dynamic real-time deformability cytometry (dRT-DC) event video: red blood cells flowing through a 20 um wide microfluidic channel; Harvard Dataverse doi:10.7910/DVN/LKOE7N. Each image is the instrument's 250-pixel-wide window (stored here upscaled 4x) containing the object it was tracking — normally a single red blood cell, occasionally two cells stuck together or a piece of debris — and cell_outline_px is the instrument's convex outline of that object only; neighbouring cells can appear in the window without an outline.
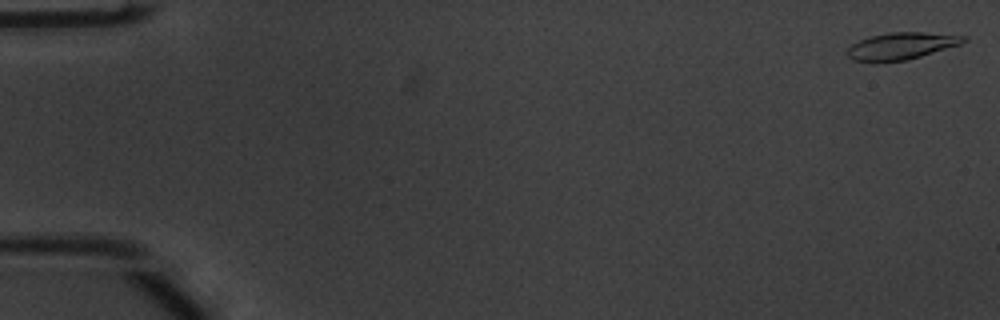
{"species": "common noctule bat (a hibernating species)", "species_latin": "Nyctalus noctula", "temperature_condition": "warm", "stored_images_in_passage": 54, "camera_frame_rate_fps": 3000, "um_per_image_px": 0.085, "animal": {"sex": "male", "body_mass_g": 20.1, "forearm_length_mm": 53.5}, "frame": {"image": 1, "passage_image": 1, "time_ms": 0.0, "image_size_px": [1000, 320], "cell_outline_px": [[968, 40], [960, 44], [908, 60], [852, 60], [848, 56], [848, 48], [852, 44], [868, 36], [888, 32], [924, 32], [968, 36]], "centroid_in_image_um": [76.66, 3.87], "position_along_channel_um": 8.3, "area_um2": 17.92}}
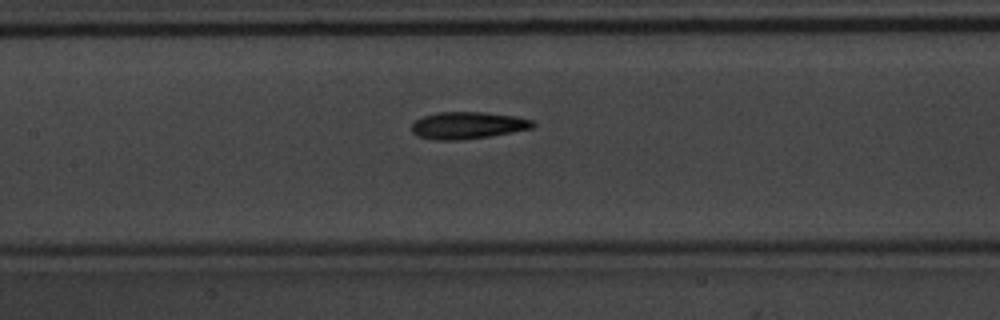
{"frame": {"image": 2, "passage_image": 26, "time_ms": 8.333, "image_size_px": [1000, 320], "cell_outline_px": [[536, 124], [532, 128], [488, 136], [456, 140], [436, 140], [416, 136], [412, 132], [412, 124], [416, 120], [424, 116], [436, 112], [488, 112], [516, 116], [532, 120]], "centroid_in_image_um": [39.74, 10.64], "position_along_channel_um": 167.7, "area_um2": 19.02}}
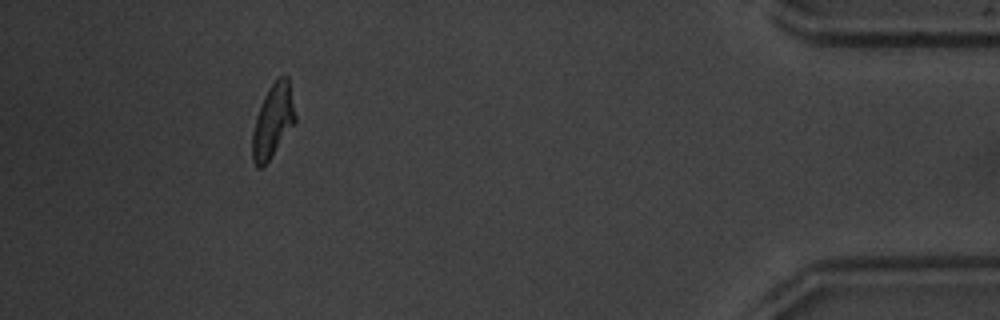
{"frame": {"image": 3, "passage_image": 50, "time_ms": 16.333, "image_size_px": [1000, 320], "cell_outline_px": [[296, 120], [264, 168], [256, 168], [252, 160], [252, 132], [256, 116], [264, 96], [268, 88], [280, 76], [288, 76], [296, 116]], "centroid_in_image_um": [23.17, 10.32], "position_along_channel_um": 412.0, "area_um2": 18.32}, "authors_computed_cell_mechanics": {"area_um2": 18.4382, "velocity_mm_per_s": 3.7539, "shape_relaxation_time_tau1_ms": 3.676, "shape_relaxation_time_tau2_ms": 3.0187, "deformation_change_tau1": 0.1533, "deformation_change_tau2": 0.1003}}